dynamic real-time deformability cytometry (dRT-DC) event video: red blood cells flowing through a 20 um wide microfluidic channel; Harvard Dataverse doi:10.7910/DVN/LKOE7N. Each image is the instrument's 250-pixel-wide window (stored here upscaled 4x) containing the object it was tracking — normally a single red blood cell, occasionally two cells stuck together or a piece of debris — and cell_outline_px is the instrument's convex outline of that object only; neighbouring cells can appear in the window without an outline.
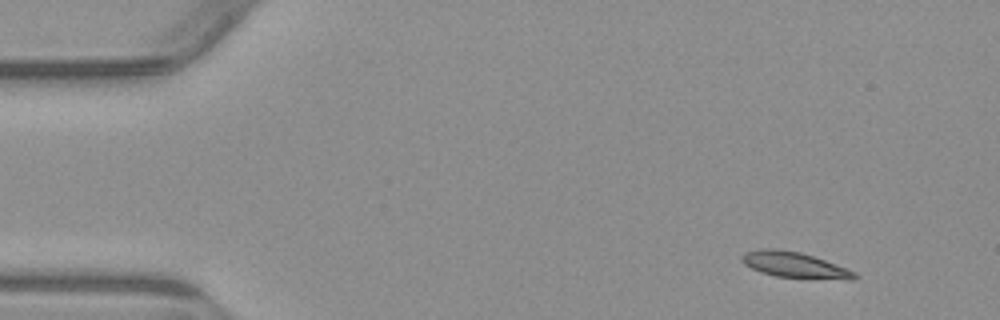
{"species": "common noctule bat (a hibernating species)", "species_latin": "Nyctalus noctula", "temperature_condition": "warm", "stored_images_in_passage": 3, "camera_frame_rate_fps": 3000, "um_per_image_px": 0.085, "animal": {"sex": "male", "body_mass_g": 23.1, "forearm_length_mm": 52.7}, "frame": {"image": 1, "passage_image": 1, "time_ms": 0.0, "image_size_px": [1000, 320], "cell_outline_px": [[860, 276], [852, 280], [848, 280], [776, 276], [760, 272], [744, 264], [740, 260], [740, 256], [744, 252], [760, 248], [776, 248], [800, 252], [824, 260], [856, 272]], "centroid_in_image_um": [67.51, 22.51], "position_along_channel_um": 17.5, "area_um2": 16.94}}
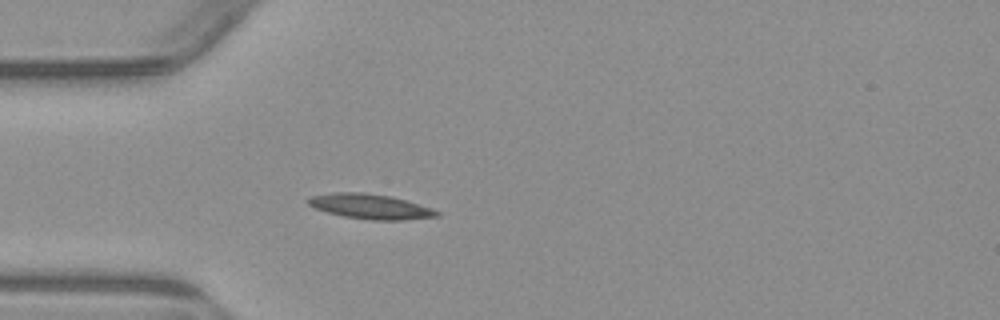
{"frame": {"image": 2, "passage_image": 3, "time_ms": 3.333, "image_size_px": [1000, 320], "cell_outline_px": [[440, 216], [404, 220], [372, 220], [344, 216], [328, 212], [316, 208], [308, 204], [308, 200], [312, 196], [332, 192], [364, 192], [392, 196], [432, 208], [440, 212]], "centroid_in_image_um": [31.52, 17.54], "position_along_channel_um": 53.5, "area_um2": 18.61}}